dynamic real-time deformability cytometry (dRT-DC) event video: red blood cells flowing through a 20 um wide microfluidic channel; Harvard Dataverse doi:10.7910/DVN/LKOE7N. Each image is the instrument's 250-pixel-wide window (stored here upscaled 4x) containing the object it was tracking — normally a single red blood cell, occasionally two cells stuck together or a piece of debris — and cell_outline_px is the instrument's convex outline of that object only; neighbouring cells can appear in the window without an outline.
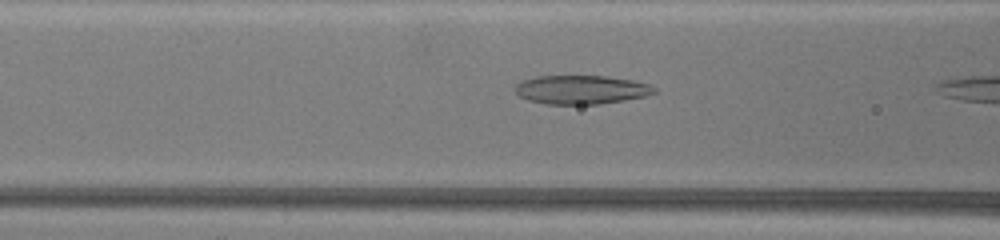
{"species": "common noctule bat (a hibernating species)", "species_latin": "Nyctalus noctula", "temperature_condition": "warm", "stored_images_in_passage": 23, "camera_frame_rate_fps": 3000, "um_per_image_px": 0.085, "animal": {"sex": "female", "body_mass_g": 19.5, "forearm_length_mm": 54.1}, "frame": {"image": 1, "passage_image": 8, "time_ms": 2.333, "image_size_px": [1000, 240], "cell_outline_px": [[656, 92], [644, 96], [624, 100], [600, 104], [544, 104], [528, 100], [520, 96], [516, 92], [516, 84], [524, 80], [536, 76], [604, 76], [632, 80], [648, 84], [656, 88]], "centroid_in_image_um": [49.39, 7.62], "position_along_channel_um": 117.2, "area_um2": 23.18}}
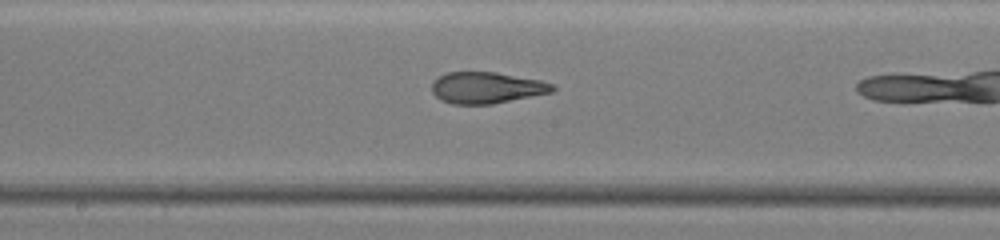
{"frame": {"image": 2, "passage_image": 17, "time_ms": 5.333, "image_size_px": [1000, 240], "cell_outline_px": [[556, 88], [552, 92], [492, 104], [452, 104], [440, 100], [432, 92], [432, 84], [440, 76], [448, 72], [496, 72], [540, 80], [552, 84]], "centroid_in_image_um": [41.35, 7.46], "position_along_channel_um": 206.8, "area_um2": 21.91}}
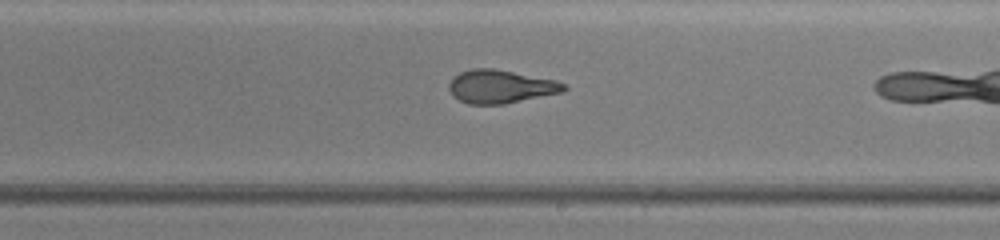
{"frame": {"image": 3, "passage_image": 21, "time_ms": 6.667, "image_size_px": [1000, 240], "cell_outline_px": [[568, 88], [564, 92], [504, 104], [468, 104], [452, 96], [448, 88], [448, 84], [460, 72], [472, 68], [492, 68], [556, 80], [564, 84]], "centroid_in_image_um": [42.55, 7.36], "position_along_channel_um": 246.4, "area_um2": 22.25}}